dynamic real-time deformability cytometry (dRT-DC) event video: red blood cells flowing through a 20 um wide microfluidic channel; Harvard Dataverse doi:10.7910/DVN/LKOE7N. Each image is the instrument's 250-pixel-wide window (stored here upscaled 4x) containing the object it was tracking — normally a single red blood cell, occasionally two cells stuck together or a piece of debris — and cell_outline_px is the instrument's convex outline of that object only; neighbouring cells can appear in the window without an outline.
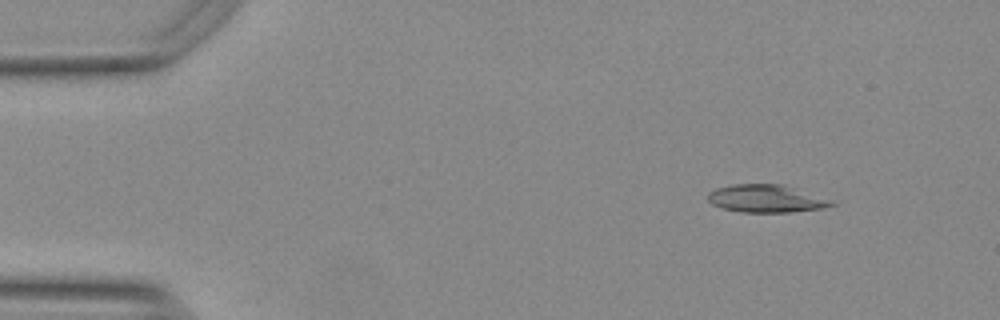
{"species": "Egyptian fruit bat (a non-hibernating species)", "species_latin": "Rousettus aegyptiacus", "temperature_condition": "warm", "stored_images_in_passage": 49, "camera_frame_rate_fps": 3000, "um_per_image_px": 0.085, "animal": {"sex": "female"}, "frame": {"image": 1, "passage_image": 1, "time_ms": 0.0, "image_size_px": [1000, 320], "cell_outline_px": [[836, 204], [820, 208], [792, 212], [740, 212], [724, 208], [712, 204], [708, 200], [708, 192], [716, 188], [732, 184], [780, 184], [792, 188]], "centroid_in_image_um": [64.97, 16.88], "position_along_channel_um": 20.0, "area_um2": 19.19}}
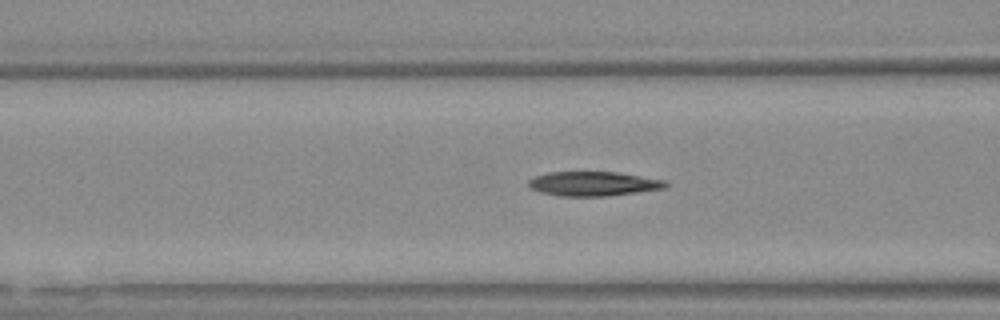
{"frame": {"image": 2, "passage_image": 16, "time_ms": 5.0, "image_size_px": [1000, 320], "cell_outline_px": [[668, 184], [664, 188], [636, 192], [604, 196], [560, 196], [540, 192], [528, 188], [528, 180], [536, 176], [548, 172], [616, 172], [664, 180]], "centroid_in_image_um": [50.37, 15.62], "position_along_channel_um": 116.2, "area_um2": 19.31}}
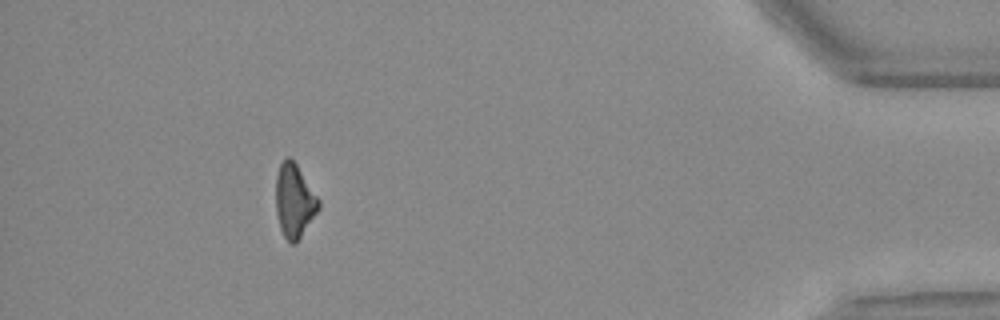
{"frame": {"image": 3, "passage_image": 44, "time_ms": 14.333, "image_size_px": [1000, 320], "cell_outline_px": [[320, 208], [296, 244], [292, 244], [284, 236], [280, 228], [276, 212], [276, 176], [280, 164], [288, 156], [296, 164], [320, 200]], "centroid_in_image_um": [25.02, 17.09], "position_along_channel_um": 410.2, "area_um2": 18.21}, "authors_computed_cell_mechanics": {"area_um2": 19.4786, "velocity_mm_per_s": 3.7852, "shape_relaxation_time_tau1_ms": 7.2261, "shape_relaxation_time_tau2_ms": 8.7055, "deformation_change_tau1": 0.202, "deformation_change_tau2": 0.2391}}